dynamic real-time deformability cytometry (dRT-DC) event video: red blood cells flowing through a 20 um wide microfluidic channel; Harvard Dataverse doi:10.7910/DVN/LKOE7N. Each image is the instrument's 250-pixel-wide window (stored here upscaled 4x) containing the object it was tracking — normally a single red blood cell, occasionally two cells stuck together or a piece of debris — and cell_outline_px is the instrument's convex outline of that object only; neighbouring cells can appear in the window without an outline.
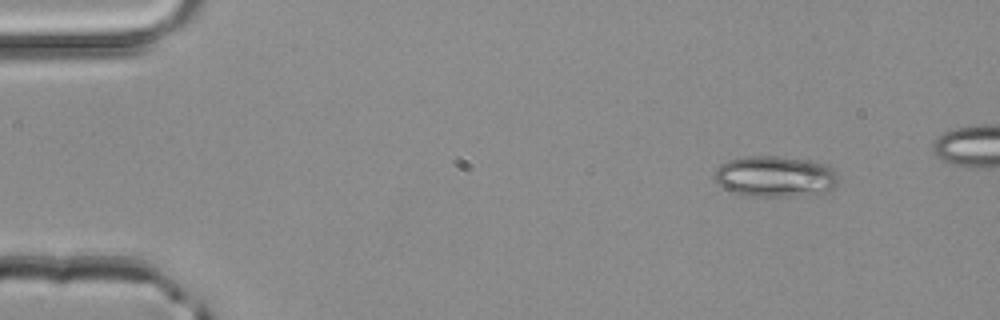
{"species": "common noctule bat (a hibernating species)", "species_latin": "Nyctalus noctula", "temperature_condition": "room temperature", "stored_images_in_passage": 3, "camera_frame_rate_fps": 3000, "um_per_image_px": 0.085, "animal": {"sex": "male", "body_mass_g": 20.4}, "frame": {"image": 1, "passage_image": 1, "time_ms": 0.0, "image_size_px": [1000, 320], "cell_outline_px": [[840, 176], [836, 184], [832, 188], [824, 192], [784, 196], [752, 196], [732, 192], [724, 188], [716, 180], [716, 168], [720, 164], [728, 160], [752, 156], [776, 156], [808, 160], [824, 164], [832, 168]], "centroid_in_image_um": [65.9, 14.99], "position_along_channel_um": 19.1, "area_um2": 29.19}}